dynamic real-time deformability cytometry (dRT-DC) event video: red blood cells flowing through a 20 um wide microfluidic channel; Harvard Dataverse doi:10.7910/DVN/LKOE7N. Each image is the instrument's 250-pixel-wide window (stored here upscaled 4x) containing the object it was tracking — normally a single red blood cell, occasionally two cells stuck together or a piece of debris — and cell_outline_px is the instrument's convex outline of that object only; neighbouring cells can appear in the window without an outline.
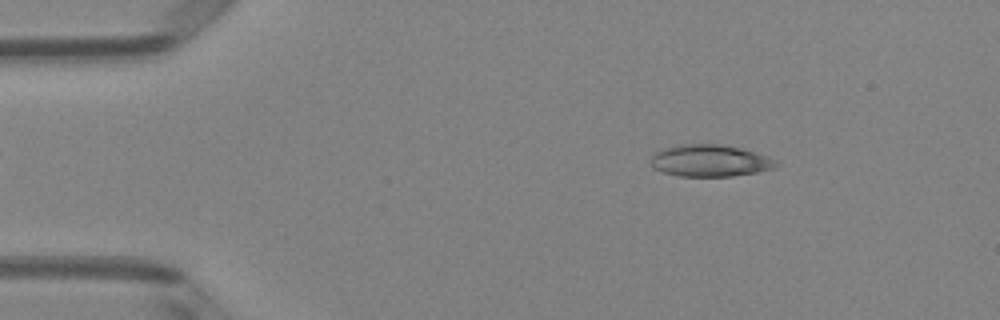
{"species": "Egyptian fruit bat (a non-hibernating species)", "species_latin": "Rousettus aegyptiacus", "temperature_condition": "room temperature", "stored_images_in_passage": 49, "camera_frame_rate_fps": 3000, "um_per_image_px": 0.085, "animal": {"sex": "female"}, "frame": {"image": 1, "passage_image": 7, "time_ms": 2.0, "image_size_px": [1000, 320], "cell_outline_px": [[780, 164], [772, 168], [756, 172], [732, 176], [676, 176], [664, 172], [656, 168], [652, 164], [652, 156], [660, 148], [680, 144], [720, 144], [740, 148], [768, 156]], "centroid_in_image_um": [60.33, 13.65], "position_along_channel_um": 24.7, "area_um2": 23.12}}
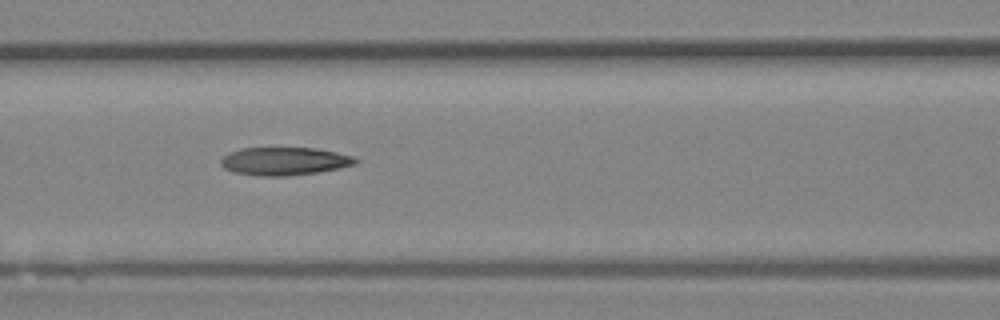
{"frame": {"image": 2, "passage_image": 21, "time_ms": 6.667, "image_size_px": [1000, 320], "cell_outline_px": [[360, 160], [356, 164], [340, 168], [316, 172], [288, 176], [260, 176], [232, 172], [224, 168], [220, 164], [220, 160], [228, 152], [240, 148], [316, 148], [356, 156]], "centroid_in_image_um": [24.18, 13.7], "position_along_channel_um": 142.4, "area_um2": 22.2}}
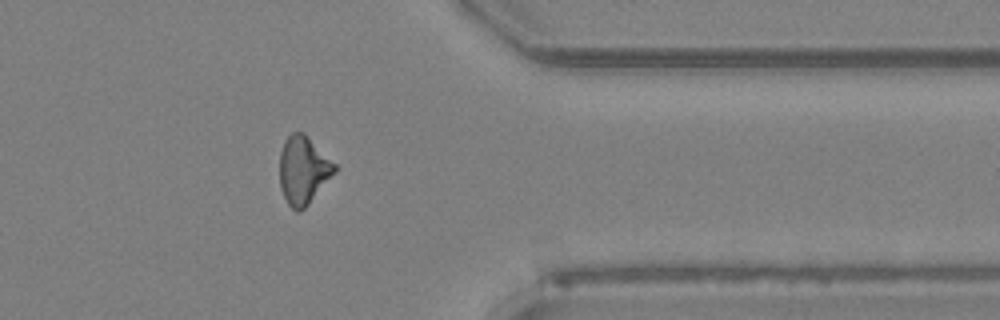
{"frame": {"image": 3, "passage_image": 40, "time_ms": 13.0, "image_size_px": [1000, 320], "cell_outline_px": [[340, 168], [308, 204], [300, 212], [296, 212], [288, 204], [280, 188], [280, 152], [284, 140], [292, 132], [304, 132]], "centroid_in_image_um": [25.79, 14.45], "position_along_channel_um": 385.6, "area_um2": 21.96}, "authors_computed_cell_mechanics": {"area_um2": 21.964, "velocity_mm_per_s": 4.0413, "shape_relaxation_time_tau1_ms": null, "shape_relaxation_time_tau2_ms": 5.3862, "deformation_change_tau1": null, "deformation_change_tau2": 0.1615}}